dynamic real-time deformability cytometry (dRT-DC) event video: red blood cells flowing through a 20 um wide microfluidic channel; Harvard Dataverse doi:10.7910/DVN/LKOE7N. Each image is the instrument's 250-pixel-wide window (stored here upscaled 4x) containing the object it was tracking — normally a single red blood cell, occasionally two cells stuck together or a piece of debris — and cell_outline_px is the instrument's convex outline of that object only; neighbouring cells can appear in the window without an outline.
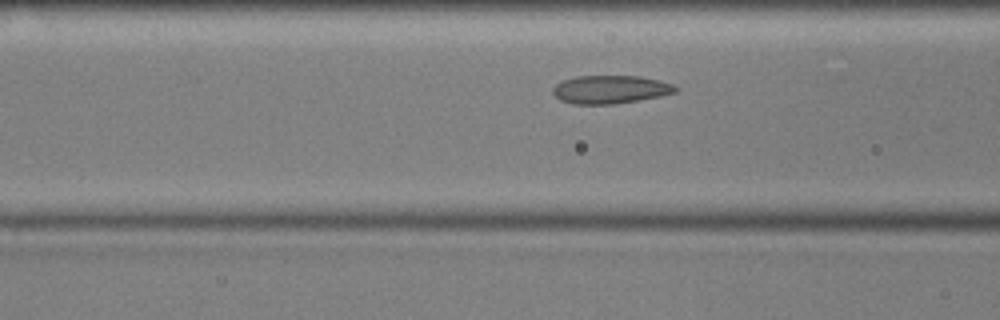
{"species": "common noctule bat (a hibernating species)", "species_latin": "Nyctalus noctula", "temperature_condition": "cold", "stored_images_in_passage": 47, "camera_frame_rate_fps": 3000, "um_per_image_px": 0.085, "animal": {"sex": "male", "body_mass_g": 17.9, "forearm_length_mm": 54.2}, "frame": {"image": 1, "passage_image": 12, "time_ms": 3.667, "image_size_px": [1000, 320], "cell_outline_px": [[676, 92], [660, 96], [616, 104], [572, 104], [560, 100], [552, 92], [552, 88], [556, 84], [564, 80], [576, 76], [640, 76], [660, 80], [672, 84], [676, 88]], "centroid_in_image_um": [51.86, 7.6], "position_along_channel_um": 114.7, "area_um2": 20.11}}
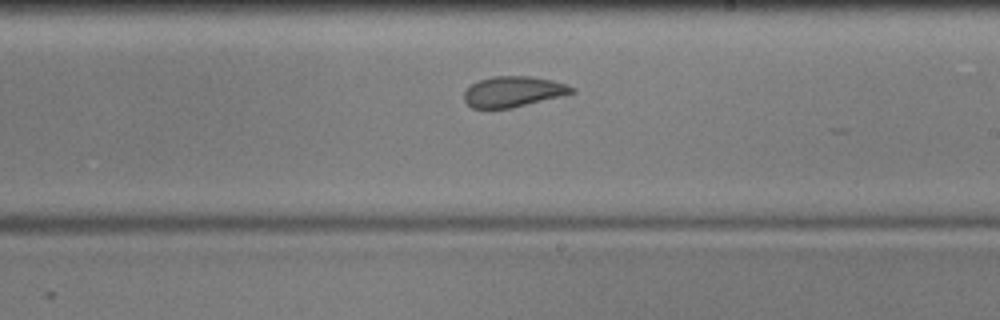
{"frame": {"image": 2, "passage_image": 23, "time_ms": 7.333, "image_size_px": [1000, 320], "cell_outline_px": [[576, 92], [512, 108], [472, 108], [464, 100], [464, 92], [472, 84], [480, 80], [492, 76], [532, 76], [552, 80], [568, 84], [576, 88]], "centroid_in_image_um": [43.65, 7.78], "position_along_channel_um": 245.3, "area_um2": 19.19}}
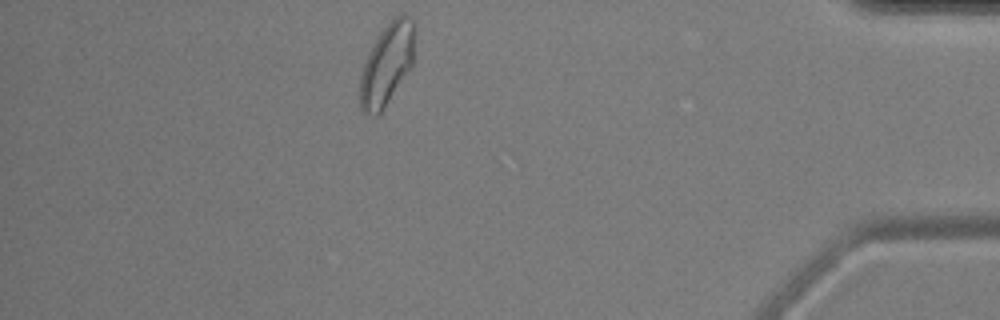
{"frame": {"image": 3, "passage_image": 40, "time_ms": 13.0, "image_size_px": [1000, 320], "cell_outline_px": [[416, 28], [412, 64], [384, 108], [376, 116], [372, 116], [360, 112], [360, 76], [368, 52], [372, 44], [380, 32], [396, 16], [404, 12], [412, 20]], "centroid_in_image_um": [32.88, 5.46], "position_along_channel_um": 402.3, "area_um2": 25.95}, "authors_computed_cell_mechanics": {"area_um2": 21.097, "velocity_mm_per_s": 3.5594, "shape_relaxation_time_tau1_ms": 6.857, "shape_relaxation_time_tau2_ms": 1.7691, "deformation_change_tau1": 0.1477, "deformation_change_tau2": 0.0509}}